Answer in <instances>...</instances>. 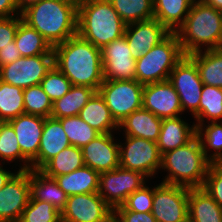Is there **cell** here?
Masks as SVG:
<instances>
[{
  "instance_id": "e0dca14e",
  "label": "cell",
  "mask_w": 222,
  "mask_h": 222,
  "mask_svg": "<svg viewBox=\"0 0 222 222\" xmlns=\"http://www.w3.org/2000/svg\"><path fill=\"white\" fill-rule=\"evenodd\" d=\"M8 122L15 131L21 153L31 162V169L38 170V151L45 117L24 113Z\"/></svg>"
},
{
  "instance_id": "52a82bcc",
  "label": "cell",
  "mask_w": 222,
  "mask_h": 222,
  "mask_svg": "<svg viewBox=\"0 0 222 222\" xmlns=\"http://www.w3.org/2000/svg\"><path fill=\"white\" fill-rule=\"evenodd\" d=\"M143 87L136 80H104L98 92L119 125L131 113L142 108Z\"/></svg>"
},
{
  "instance_id": "6da1fadb",
  "label": "cell",
  "mask_w": 222,
  "mask_h": 222,
  "mask_svg": "<svg viewBox=\"0 0 222 222\" xmlns=\"http://www.w3.org/2000/svg\"><path fill=\"white\" fill-rule=\"evenodd\" d=\"M54 66L72 85L87 86L97 92L104 81L101 49L78 34L53 47Z\"/></svg>"
},
{
  "instance_id": "f907efd6",
  "label": "cell",
  "mask_w": 222,
  "mask_h": 222,
  "mask_svg": "<svg viewBox=\"0 0 222 222\" xmlns=\"http://www.w3.org/2000/svg\"><path fill=\"white\" fill-rule=\"evenodd\" d=\"M99 222H118V221L114 211H112L106 218H104Z\"/></svg>"
},
{
  "instance_id": "4fadbf2b",
  "label": "cell",
  "mask_w": 222,
  "mask_h": 222,
  "mask_svg": "<svg viewBox=\"0 0 222 222\" xmlns=\"http://www.w3.org/2000/svg\"><path fill=\"white\" fill-rule=\"evenodd\" d=\"M30 170H18L0 189V222H19L30 199Z\"/></svg>"
},
{
  "instance_id": "f1b7e54d",
  "label": "cell",
  "mask_w": 222,
  "mask_h": 222,
  "mask_svg": "<svg viewBox=\"0 0 222 222\" xmlns=\"http://www.w3.org/2000/svg\"><path fill=\"white\" fill-rule=\"evenodd\" d=\"M188 56L195 62L204 85L222 88V49L199 51Z\"/></svg>"
},
{
  "instance_id": "4dcf8cb0",
  "label": "cell",
  "mask_w": 222,
  "mask_h": 222,
  "mask_svg": "<svg viewBox=\"0 0 222 222\" xmlns=\"http://www.w3.org/2000/svg\"><path fill=\"white\" fill-rule=\"evenodd\" d=\"M83 166L85 164L82 149L70 145L50 159L40 171L48 177L55 178L56 176L73 172Z\"/></svg>"
},
{
  "instance_id": "f546056e",
  "label": "cell",
  "mask_w": 222,
  "mask_h": 222,
  "mask_svg": "<svg viewBox=\"0 0 222 222\" xmlns=\"http://www.w3.org/2000/svg\"><path fill=\"white\" fill-rule=\"evenodd\" d=\"M14 41L21 57L53 55V47L47 40L23 21L18 25Z\"/></svg>"
},
{
  "instance_id": "30bf717a",
  "label": "cell",
  "mask_w": 222,
  "mask_h": 222,
  "mask_svg": "<svg viewBox=\"0 0 222 222\" xmlns=\"http://www.w3.org/2000/svg\"><path fill=\"white\" fill-rule=\"evenodd\" d=\"M176 90L184 112L187 108L194 118L199 115L203 83L195 62L185 55L171 71L169 79Z\"/></svg>"
},
{
  "instance_id": "7bdbcfd3",
  "label": "cell",
  "mask_w": 222,
  "mask_h": 222,
  "mask_svg": "<svg viewBox=\"0 0 222 222\" xmlns=\"http://www.w3.org/2000/svg\"><path fill=\"white\" fill-rule=\"evenodd\" d=\"M21 21V15L0 18V50L15 40L16 30Z\"/></svg>"
},
{
  "instance_id": "603a6c76",
  "label": "cell",
  "mask_w": 222,
  "mask_h": 222,
  "mask_svg": "<svg viewBox=\"0 0 222 222\" xmlns=\"http://www.w3.org/2000/svg\"><path fill=\"white\" fill-rule=\"evenodd\" d=\"M188 222H222V207L200 188H190Z\"/></svg>"
},
{
  "instance_id": "e575fe53",
  "label": "cell",
  "mask_w": 222,
  "mask_h": 222,
  "mask_svg": "<svg viewBox=\"0 0 222 222\" xmlns=\"http://www.w3.org/2000/svg\"><path fill=\"white\" fill-rule=\"evenodd\" d=\"M203 126L205 125H196V136L200 140L205 157L211 163H222V121L210 122L206 128ZM209 148L214 150L211 155L207 153Z\"/></svg>"
},
{
  "instance_id": "5b68a950",
  "label": "cell",
  "mask_w": 222,
  "mask_h": 222,
  "mask_svg": "<svg viewBox=\"0 0 222 222\" xmlns=\"http://www.w3.org/2000/svg\"><path fill=\"white\" fill-rule=\"evenodd\" d=\"M210 164L195 136L184 146L162 154L160 168L168 171L163 183L189 189L203 187Z\"/></svg>"
},
{
  "instance_id": "9c48e42d",
  "label": "cell",
  "mask_w": 222,
  "mask_h": 222,
  "mask_svg": "<svg viewBox=\"0 0 222 222\" xmlns=\"http://www.w3.org/2000/svg\"><path fill=\"white\" fill-rule=\"evenodd\" d=\"M146 176L133 170L117 167L100 173L98 194L114 210L121 206L130 194L145 185Z\"/></svg>"
},
{
  "instance_id": "7c38bea8",
  "label": "cell",
  "mask_w": 222,
  "mask_h": 222,
  "mask_svg": "<svg viewBox=\"0 0 222 222\" xmlns=\"http://www.w3.org/2000/svg\"><path fill=\"white\" fill-rule=\"evenodd\" d=\"M189 188L161 182L154 187L152 215L157 222H188Z\"/></svg>"
},
{
  "instance_id": "bcb514c9",
  "label": "cell",
  "mask_w": 222,
  "mask_h": 222,
  "mask_svg": "<svg viewBox=\"0 0 222 222\" xmlns=\"http://www.w3.org/2000/svg\"><path fill=\"white\" fill-rule=\"evenodd\" d=\"M21 15L14 0H0V18H9Z\"/></svg>"
},
{
  "instance_id": "484cf974",
  "label": "cell",
  "mask_w": 222,
  "mask_h": 222,
  "mask_svg": "<svg viewBox=\"0 0 222 222\" xmlns=\"http://www.w3.org/2000/svg\"><path fill=\"white\" fill-rule=\"evenodd\" d=\"M99 175L90 167L83 166L68 174L56 176L54 179L65 194L71 196L98 192Z\"/></svg>"
},
{
  "instance_id": "5bb4252c",
  "label": "cell",
  "mask_w": 222,
  "mask_h": 222,
  "mask_svg": "<svg viewBox=\"0 0 222 222\" xmlns=\"http://www.w3.org/2000/svg\"><path fill=\"white\" fill-rule=\"evenodd\" d=\"M104 80H136V59L125 36L101 48Z\"/></svg>"
},
{
  "instance_id": "4316f807",
  "label": "cell",
  "mask_w": 222,
  "mask_h": 222,
  "mask_svg": "<svg viewBox=\"0 0 222 222\" xmlns=\"http://www.w3.org/2000/svg\"><path fill=\"white\" fill-rule=\"evenodd\" d=\"M195 0H153L154 18L170 32H176L184 23Z\"/></svg>"
},
{
  "instance_id": "60d3db41",
  "label": "cell",
  "mask_w": 222,
  "mask_h": 222,
  "mask_svg": "<svg viewBox=\"0 0 222 222\" xmlns=\"http://www.w3.org/2000/svg\"><path fill=\"white\" fill-rule=\"evenodd\" d=\"M154 198V188L146 184L128 196L125 202L113 211L151 212Z\"/></svg>"
},
{
  "instance_id": "ffe728a7",
  "label": "cell",
  "mask_w": 222,
  "mask_h": 222,
  "mask_svg": "<svg viewBox=\"0 0 222 222\" xmlns=\"http://www.w3.org/2000/svg\"><path fill=\"white\" fill-rule=\"evenodd\" d=\"M196 136V125H190L181 117L164 118L157 145L161 154L184 146Z\"/></svg>"
},
{
  "instance_id": "83f0119b",
  "label": "cell",
  "mask_w": 222,
  "mask_h": 222,
  "mask_svg": "<svg viewBox=\"0 0 222 222\" xmlns=\"http://www.w3.org/2000/svg\"><path fill=\"white\" fill-rule=\"evenodd\" d=\"M97 91L87 86L72 85L70 90L52 103L51 117L76 116Z\"/></svg>"
},
{
  "instance_id": "ab89813d",
  "label": "cell",
  "mask_w": 222,
  "mask_h": 222,
  "mask_svg": "<svg viewBox=\"0 0 222 222\" xmlns=\"http://www.w3.org/2000/svg\"><path fill=\"white\" fill-rule=\"evenodd\" d=\"M40 86L53 103L70 90L72 83L57 67L53 66L40 82Z\"/></svg>"
},
{
  "instance_id": "816d5d0a",
  "label": "cell",
  "mask_w": 222,
  "mask_h": 222,
  "mask_svg": "<svg viewBox=\"0 0 222 222\" xmlns=\"http://www.w3.org/2000/svg\"><path fill=\"white\" fill-rule=\"evenodd\" d=\"M71 1H73V2H75V3H77V4H79V3L84 2V1H87V0H71Z\"/></svg>"
},
{
  "instance_id": "cb8c5ba5",
  "label": "cell",
  "mask_w": 222,
  "mask_h": 222,
  "mask_svg": "<svg viewBox=\"0 0 222 222\" xmlns=\"http://www.w3.org/2000/svg\"><path fill=\"white\" fill-rule=\"evenodd\" d=\"M161 118L149 110L141 108L128 115L119 128L125 129V136L139 137L157 142L159 139Z\"/></svg>"
},
{
  "instance_id": "8fae6325",
  "label": "cell",
  "mask_w": 222,
  "mask_h": 222,
  "mask_svg": "<svg viewBox=\"0 0 222 222\" xmlns=\"http://www.w3.org/2000/svg\"><path fill=\"white\" fill-rule=\"evenodd\" d=\"M54 66V55L21 57L0 67V80L22 89L40 85Z\"/></svg>"
},
{
  "instance_id": "d590c367",
  "label": "cell",
  "mask_w": 222,
  "mask_h": 222,
  "mask_svg": "<svg viewBox=\"0 0 222 222\" xmlns=\"http://www.w3.org/2000/svg\"><path fill=\"white\" fill-rule=\"evenodd\" d=\"M0 159L10 162L20 159L24 165L19 170L31 169V162L21 153L15 131L9 122L0 124Z\"/></svg>"
},
{
  "instance_id": "f35d334b",
  "label": "cell",
  "mask_w": 222,
  "mask_h": 222,
  "mask_svg": "<svg viewBox=\"0 0 222 222\" xmlns=\"http://www.w3.org/2000/svg\"><path fill=\"white\" fill-rule=\"evenodd\" d=\"M61 212L48 202L29 199L19 222H60Z\"/></svg>"
},
{
  "instance_id": "7a4b0ae2",
  "label": "cell",
  "mask_w": 222,
  "mask_h": 222,
  "mask_svg": "<svg viewBox=\"0 0 222 222\" xmlns=\"http://www.w3.org/2000/svg\"><path fill=\"white\" fill-rule=\"evenodd\" d=\"M21 18L54 47L77 34L78 4L71 0H41L23 10Z\"/></svg>"
},
{
  "instance_id": "d4e9b609",
  "label": "cell",
  "mask_w": 222,
  "mask_h": 222,
  "mask_svg": "<svg viewBox=\"0 0 222 222\" xmlns=\"http://www.w3.org/2000/svg\"><path fill=\"white\" fill-rule=\"evenodd\" d=\"M78 116L100 134L112 133L119 130V125L112 117L104 98L96 92L87 104L81 109Z\"/></svg>"
},
{
  "instance_id": "d6a6232c",
  "label": "cell",
  "mask_w": 222,
  "mask_h": 222,
  "mask_svg": "<svg viewBox=\"0 0 222 222\" xmlns=\"http://www.w3.org/2000/svg\"><path fill=\"white\" fill-rule=\"evenodd\" d=\"M24 114V96L21 87L0 80V120H9Z\"/></svg>"
},
{
  "instance_id": "8992f818",
  "label": "cell",
  "mask_w": 222,
  "mask_h": 222,
  "mask_svg": "<svg viewBox=\"0 0 222 222\" xmlns=\"http://www.w3.org/2000/svg\"><path fill=\"white\" fill-rule=\"evenodd\" d=\"M175 32L136 59V81L142 85L165 81L184 57Z\"/></svg>"
},
{
  "instance_id": "ac0fdd59",
  "label": "cell",
  "mask_w": 222,
  "mask_h": 222,
  "mask_svg": "<svg viewBox=\"0 0 222 222\" xmlns=\"http://www.w3.org/2000/svg\"><path fill=\"white\" fill-rule=\"evenodd\" d=\"M170 33L164 25L153 18L126 25L124 36L132 57L137 59L164 40Z\"/></svg>"
},
{
  "instance_id": "f6af8a7d",
  "label": "cell",
  "mask_w": 222,
  "mask_h": 222,
  "mask_svg": "<svg viewBox=\"0 0 222 222\" xmlns=\"http://www.w3.org/2000/svg\"><path fill=\"white\" fill-rule=\"evenodd\" d=\"M19 58H21L20 51L15 41H12L8 46L0 50V67L13 63Z\"/></svg>"
},
{
  "instance_id": "8d00e7d4",
  "label": "cell",
  "mask_w": 222,
  "mask_h": 222,
  "mask_svg": "<svg viewBox=\"0 0 222 222\" xmlns=\"http://www.w3.org/2000/svg\"><path fill=\"white\" fill-rule=\"evenodd\" d=\"M71 145L82 148L100 135L78 115L58 119Z\"/></svg>"
},
{
  "instance_id": "9a60e30c",
  "label": "cell",
  "mask_w": 222,
  "mask_h": 222,
  "mask_svg": "<svg viewBox=\"0 0 222 222\" xmlns=\"http://www.w3.org/2000/svg\"><path fill=\"white\" fill-rule=\"evenodd\" d=\"M112 211L98 192L76 194L67 197L61 219L65 222H99Z\"/></svg>"
},
{
  "instance_id": "277c9868",
  "label": "cell",
  "mask_w": 222,
  "mask_h": 222,
  "mask_svg": "<svg viewBox=\"0 0 222 222\" xmlns=\"http://www.w3.org/2000/svg\"><path fill=\"white\" fill-rule=\"evenodd\" d=\"M126 24L109 0L78 4L77 34L100 49L124 36Z\"/></svg>"
},
{
  "instance_id": "7dc6e473",
  "label": "cell",
  "mask_w": 222,
  "mask_h": 222,
  "mask_svg": "<svg viewBox=\"0 0 222 222\" xmlns=\"http://www.w3.org/2000/svg\"><path fill=\"white\" fill-rule=\"evenodd\" d=\"M41 0H14L19 12L21 13L23 10L28 8L29 6L40 2Z\"/></svg>"
},
{
  "instance_id": "44dd1931",
  "label": "cell",
  "mask_w": 222,
  "mask_h": 222,
  "mask_svg": "<svg viewBox=\"0 0 222 222\" xmlns=\"http://www.w3.org/2000/svg\"><path fill=\"white\" fill-rule=\"evenodd\" d=\"M70 145L61 122L53 117L45 118L38 151V170L60 151Z\"/></svg>"
},
{
  "instance_id": "3957f363",
  "label": "cell",
  "mask_w": 222,
  "mask_h": 222,
  "mask_svg": "<svg viewBox=\"0 0 222 222\" xmlns=\"http://www.w3.org/2000/svg\"><path fill=\"white\" fill-rule=\"evenodd\" d=\"M175 33L184 55L202 51V45L204 50L221 49L222 11L195 0Z\"/></svg>"
},
{
  "instance_id": "ee69618b",
  "label": "cell",
  "mask_w": 222,
  "mask_h": 222,
  "mask_svg": "<svg viewBox=\"0 0 222 222\" xmlns=\"http://www.w3.org/2000/svg\"><path fill=\"white\" fill-rule=\"evenodd\" d=\"M118 222H157L151 212L114 211Z\"/></svg>"
},
{
  "instance_id": "836d02e7",
  "label": "cell",
  "mask_w": 222,
  "mask_h": 222,
  "mask_svg": "<svg viewBox=\"0 0 222 222\" xmlns=\"http://www.w3.org/2000/svg\"><path fill=\"white\" fill-rule=\"evenodd\" d=\"M205 118L210 122H219L222 119V88L203 85L195 125H203Z\"/></svg>"
},
{
  "instance_id": "681fc988",
  "label": "cell",
  "mask_w": 222,
  "mask_h": 222,
  "mask_svg": "<svg viewBox=\"0 0 222 222\" xmlns=\"http://www.w3.org/2000/svg\"><path fill=\"white\" fill-rule=\"evenodd\" d=\"M208 6L215 8L216 10L222 11V0H202Z\"/></svg>"
},
{
  "instance_id": "d6986e66",
  "label": "cell",
  "mask_w": 222,
  "mask_h": 222,
  "mask_svg": "<svg viewBox=\"0 0 222 222\" xmlns=\"http://www.w3.org/2000/svg\"><path fill=\"white\" fill-rule=\"evenodd\" d=\"M81 149L85 166L99 174L119 167V144L112 133L100 134Z\"/></svg>"
},
{
  "instance_id": "7402d4cb",
  "label": "cell",
  "mask_w": 222,
  "mask_h": 222,
  "mask_svg": "<svg viewBox=\"0 0 222 222\" xmlns=\"http://www.w3.org/2000/svg\"><path fill=\"white\" fill-rule=\"evenodd\" d=\"M29 186L31 199L48 202L60 212L64 209L68 196L54 178L30 169Z\"/></svg>"
},
{
  "instance_id": "c3c4849f",
  "label": "cell",
  "mask_w": 222,
  "mask_h": 222,
  "mask_svg": "<svg viewBox=\"0 0 222 222\" xmlns=\"http://www.w3.org/2000/svg\"><path fill=\"white\" fill-rule=\"evenodd\" d=\"M15 173H11V171H6L2 168L0 165V189H2L5 184L9 181V179L14 175Z\"/></svg>"
},
{
  "instance_id": "ba28073f",
  "label": "cell",
  "mask_w": 222,
  "mask_h": 222,
  "mask_svg": "<svg viewBox=\"0 0 222 222\" xmlns=\"http://www.w3.org/2000/svg\"><path fill=\"white\" fill-rule=\"evenodd\" d=\"M126 144L119 143V166L153 177L161 166L162 154L157 142L139 137L125 136Z\"/></svg>"
},
{
  "instance_id": "b9f144b4",
  "label": "cell",
  "mask_w": 222,
  "mask_h": 222,
  "mask_svg": "<svg viewBox=\"0 0 222 222\" xmlns=\"http://www.w3.org/2000/svg\"><path fill=\"white\" fill-rule=\"evenodd\" d=\"M222 207V163H211L202 187Z\"/></svg>"
},
{
  "instance_id": "74e56055",
  "label": "cell",
  "mask_w": 222,
  "mask_h": 222,
  "mask_svg": "<svg viewBox=\"0 0 222 222\" xmlns=\"http://www.w3.org/2000/svg\"><path fill=\"white\" fill-rule=\"evenodd\" d=\"M24 113L51 117L52 101L40 85L23 89Z\"/></svg>"
},
{
  "instance_id": "2e32d148",
  "label": "cell",
  "mask_w": 222,
  "mask_h": 222,
  "mask_svg": "<svg viewBox=\"0 0 222 222\" xmlns=\"http://www.w3.org/2000/svg\"><path fill=\"white\" fill-rule=\"evenodd\" d=\"M142 108L161 119L178 117L183 112L180 98L169 80L144 85Z\"/></svg>"
},
{
  "instance_id": "1f68e13d",
  "label": "cell",
  "mask_w": 222,
  "mask_h": 222,
  "mask_svg": "<svg viewBox=\"0 0 222 222\" xmlns=\"http://www.w3.org/2000/svg\"><path fill=\"white\" fill-rule=\"evenodd\" d=\"M122 21L128 25L154 18L153 0H109Z\"/></svg>"
}]
</instances>
